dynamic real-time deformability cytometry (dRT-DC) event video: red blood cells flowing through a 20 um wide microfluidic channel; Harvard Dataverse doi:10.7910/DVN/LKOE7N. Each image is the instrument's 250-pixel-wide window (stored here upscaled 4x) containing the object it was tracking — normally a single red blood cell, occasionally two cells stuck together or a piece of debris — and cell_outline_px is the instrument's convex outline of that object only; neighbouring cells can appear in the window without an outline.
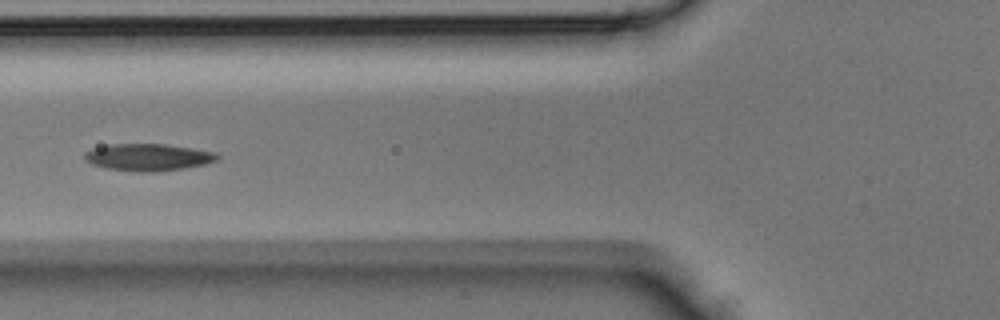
{"species": "Egyptian fruit bat (a non-hibernating species)", "species_latin": "Rousettus aegyptiacus", "temperature_condition": "room temperature", "stored_images_in_passage": 45, "camera_frame_rate_fps": 3000, "um_per_image_px": 0.085, "animal": {"sex": "male"}, "frame": {"image": 1, "passage_image": 17, "time_ms": 5.333, "image_size_px": [1000, 320], "cell_outline_px": [[220, 156], [216, 160], [204, 164], [184, 168], [156, 172], [140, 172], [104, 168], [92, 164], [84, 160], [84, 152], [92, 148], [108, 144], [164, 144], [192, 148], [216, 152]], "centroid_in_image_um": [12.55, 13.36], "position_along_channel_um": 113.3, "area_um2": 21.04}}
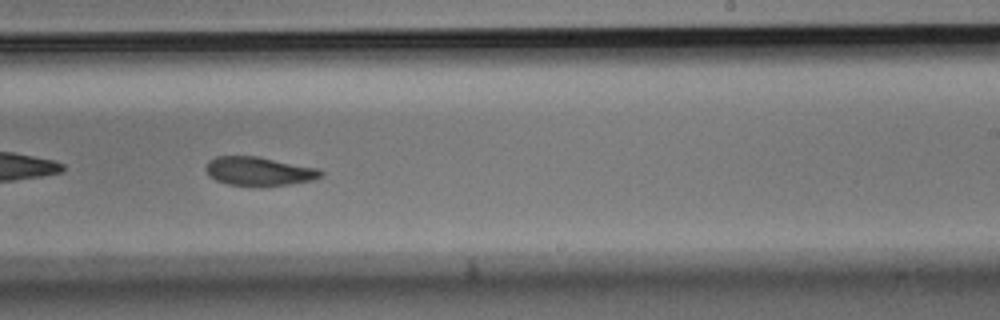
{"frame": {"image": 2, "passage_image": 27, "time_ms": 8.667, "image_size_px": [1000, 320], "cell_outline_px": [[324, 176], [312, 180], [288, 184], [228, 184], [216, 180], [208, 176], [208, 160], [216, 156], [260, 156], [320, 168], [324, 172]], "centroid_in_image_um": [22.08, 14.51], "position_along_channel_um": 266.9, "area_um2": 18.96}}
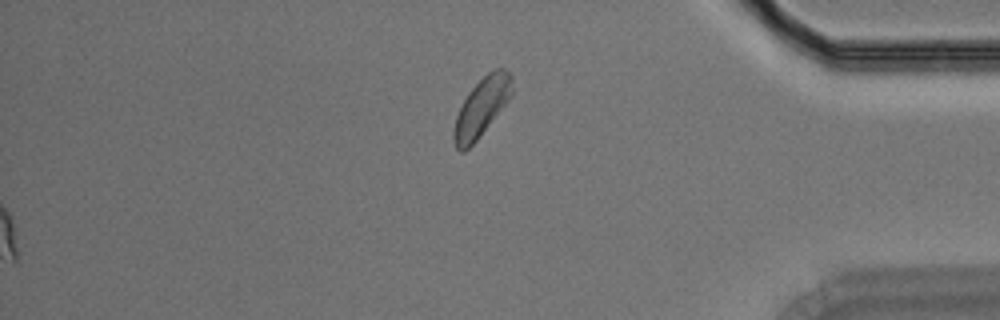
{"frame": {"image": 3, "passage_image": 45, "time_ms": 14.667, "image_size_px": [1000, 320], "cell_outline_px": [[512, 92], [508, 100], [476, 140], [464, 152], [460, 152], [456, 148], [452, 140], [452, 132], [456, 116], [468, 92], [488, 72], [496, 68], [500, 68], [508, 72], [512, 76]], "centroid_in_image_um": [40.9, 9.13], "position_along_channel_um": 394.3, "area_um2": 19.42}}